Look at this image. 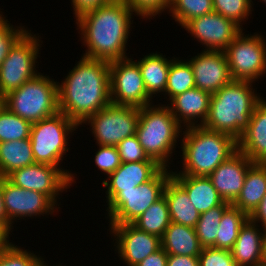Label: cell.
I'll list each match as a JSON object with an SVG mask.
<instances>
[{"mask_svg":"<svg viewBox=\"0 0 266 266\" xmlns=\"http://www.w3.org/2000/svg\"><path fill=\"white\" fill-rule=\"evenodd\" d=\"M182 29L205 48L202 50L224 51L245 27L213 11L192 19Z\"/></svg>","mask_w":266,"mask_h":266,"instance_id":"obj_16","label":"cell"},{"mask_svg":"<svg viewBox=\"0 0 266 266\" xmlns=\"http://www.w3.org/2000/svg\"><path fill=\"white\" fill-rule=\"evenodd\" d=\"M121 162L155 161L150 159L141 146L136 134L126 137L116 145Z\"/></svg>","mask_w":266,"mask_h":266,"instance_id":"obj_40","label":"cell"},{"mask_svg":"<svg viewBox=\"0 0 266 266\" xmlns=\"http://www.w3.org/2000/svg\"><path fill=\"white\" fill-rule=\"evenodd\" d=\"M198 259L200 266H237L230 250L205 247Z\"/></svg>","mask_w":266,"mask_h":266,"instance_id":"obj_41","label":"cell"},{"mask_svg":"<svg viewBox=\"0 0 266 266\" xmlns=\"http://www.w3.org/2000/svg\"><path fill=\"white\" fill-rule=\"evenodd\" d=\"M143 57V58H141ZM138 57L135 61L138 63L147 93L159 103L163 101L160 95H163L167 85V78L171 61L176 57H166V54L160 52H150ZM159 98V99H158Z\"/></svg>","mask_w":266,"mask_h":266,"instance_id":"obj_23","label":"cell"},{"mask_svg":"<svg viewBox=\"0 0 266 266\" xmlns=\"http://www.w3.org/2000/svg\"><path fill=\"white\" fill-rule=\"evenodd\" d=\"M252 164L244 153L237 150L208 176L225 202L232 204L237 199L244 186L247 170Z\"/></svg>","mask_w":266,"mask_h":266,"instance_id":"obj_18","label":"cell"},{"mask_svg":"<svg viewBox=\"0 0 266 266\" xmlns=\"http://www.w3.org/2000/svg\"><path fill=\"white\" fill-rule=\"evenodd\" d=\"M1 10L0 7V66L14 44L31 29L22 23L11 24V20L9 21L7 15H4L5 12Z\"/></svg>","mask_w":266,"mask_h":266,"instance_id":"obj_37","label":"cell"},{"mask_svg":"<svg viewBox=\"0 0 266 266\" xmlns=\"http://www.w3.org/2000/svg\"><path fill=\"white\" fill-rule=\"evenodd\" d=\"M5 107L31 123L56 114L59 112L57 79L38 73L5 95Z\"/></svg>","mask_w":266,"mask_h":266,"instance_id":"obj_7","label":"cell"},{"mask_svg":"<svg viewBox=\"0 0 266 266\" xmlns=\"http://www.w3.org/2000/svg\"><path fill=\"white\" fill-rule=\"evenodd\" d=\"M260 2H262L266 6V0H260Z\"/></svg>","mask_w":266,"mask_h":266,"instance_id":"obj_51","label":"cell"},{"mask_svg":"<svg viewBox=\"0 0 266 266\" xmlns=\"http://www.w3.org/2000/svg\"><path fill=\"white\" fill-rule=\"evenodd\" d=\"M32 123L8 108L0 112V143L30 138Z\"/></svg>","mask_w":266,"mask_h":266,"instance_id":"obj_34","label":"cell"},{"mask_svg":"<svg viewBox=\"0 0 266 266\" xmlns=\"http://www.w3.org/2000/svg\"><path fill=\"white\" fill-rule=\"evenodd\" d=\"M167 258L168 254L161 247L159 250L146 257L137 266H167Z\"/></svg>","mask_w":266,"mask_h":266,"instance_id":"obj_43","label":"cell"},{"mask_svg":"<svg viewBox=\"0 0 266 266\" xmlns=\"http://www.w3.org/2000/svg\"><path fill=\"white\" fill-rule=\"evenodd\" d=\"M0 226H2L11 236H12L11 233L15 231L14 227L16 226V225L13 226L7 217L5 204L3 201V195H2V177H0Z\"/></svg>","mask_w":266,"mask_h":266,"instance_id":"obj_46","label":"cell"},{"mask_svg":"<svg viewBox=\"0 0 266 266\" xmlns=\"http://www.w3.org/2000/svg\"><path fill=\"white\" fill-rule=\"evenodd\" d=\"M257 83L232 80L211 95L208 117L203 127L239 140L248 128L256 105L263 99Z\"/></svg>","mask_w":266,"mask_h":266,"instance_id":"obj_3","label":"cell"},{"mask_svg":"<svg viewBox=\"0 0 266 266\" xmlns=\"http://www.w3.org/2000/svg\"><path fill=\"white\" fill-rule=\"evenodd\" d=\"M177 164L180 170L172 174L209 176L222 162L238 150V143L230 135L211 131L203 126L183 128ZM182 153V154H181ZM182 164V166H181ZM175 170V171H174Z\"/></svg>","mask_w":266,"mask_h":266,"instance_id":"obj_4","label":"cell"},{"mask_svg":"<svg viewBox=\"0 0 266 266\" xmlns=\"http://www.w3.org/2000/svg\"><path fill=\"white\" fill-rule=\"evenodd\" d=\"M266 194V163H253L247 170L244 186L233 206L250 216Z\"/></svg>","mask_w":266,"mask_h":266,"instance_id":"obj_25","label":"cell"},{"mask_svg":"<svg viewBox=\"0 0 266 266\" xmlns=\"http://www.w3.org/2000/svg\"><path fill=\"white\" fill-rule=\"evenodd\" d=\"M248 219L249 216L247 214L231 204L222 215L216 242L212 247L231 250L241 227Z\"/></svg>","mask_w":266,"mask_h":266,"instance_id":"obj_30","label":"cell"},{"mask_svg":"<svg viewBox=\"0 0 266 266\" xmlns=\"http://www.w3.org/2000/svg\"><path fill=\"white\" fill-rule=\"evenodd\" d=\"M245 29L224 50L233 80L259 84L266 77V34ZM246 33V34H245Z\"/></svg>","mask_w":266,"mask_h":266,"instance_id":"obj_10","label":"cell"},{"mask_svg":"<svg viewBox=\"0 0 266 266\" xmlns=\"http://www.w3.org/2000/svg\"><path fill=\"white\" fill-rule=\"evenodd\" d=\"M35 163L30 138L0 143V177Z\"/></svg>","mask_w":266,"mask_h":266,"instance_id":"obj_28","label":"cell"},{"mask_svg":"<svg viewBox=\"0 0 266 266\" xmlns=\"http://www.w3.org/2000/svg\"><path fill=\"white\" fill-rule=\"evenodd\" d=\"M138 15L140 21H151L169 10L170 0H122Z\"/></svg>","mask_w":266,"mask_h":266,"instance_id":"obj_38","label":"cell"},{"mask_svg":"<svg viewBox=\"0 0 266 266\" xmlns=\"http://www.w3.org/2000/svg\"><path fill=\"white\" fill-rule=\"evenodd\" d=\"M167 266H200L198 257L168 255Z\"/></svg>","mask_w":266,"mask_h":266,"instance_id":"obj_44","label":"cell"},{"mask_svg":"<svg viewBox=\"0 0 266 266\" xmlns=\"http://www.w3.org/2000/svg\"><path fill=\"white\" fill-rule=\"evenodd\" d=\"M264 229L248 219L241 227L231 255L237 266H260L264 262Z\"/></svg>","mask_w":266,"mask_h":266,"instance_id":"obj_21","label":"cell"},{"mask_svg":"<svg viewBox=\"0 0 266 266\" xmlns=\"http://www.w3.org/2000/svg\"><path fill=\"white\" fill-rule=\"evenodd\" d=\"M43 36L28 30L10 49L0 66V94L5 96L40 73ZM40 61V62H38Z\"/></svg>","mask_w":266,"mask_h":266,"instance_id":"obj_9","label":"cell"},{"mask_svg":"<svg viewBox=\"0 0 266 266\" xmlns=\"http://www.w3.org/2000/svg\"><path fill=\"white\" fill-rule=\"evenodd\" d=\"M97 150L93 157L94 164L97 167L98 171L105 177L102 179H106L110 174L116 171L121 165L120 155L116 146H106V145H97Z\"/></svg>","mask_w":266,"mask_h":266,"instance_id":"obj_39","label":"cell"},{"mask_svg":"<svg viewBox=\"0 0 266 266\" xmlns=\"http://www.w3.org/2000/svg\"><path fill=\"white\" fill-rule=\"evenodd\" d=\"M139 116L140 108L110 103L89 116L80 127L83 132L82 127L89 126L87 130H90L95 145L116 146L126 137L136 134Z\"/></svg>","mask_w":266,"mask_h":266,"instance_id":"obj_11","label":"cell"},{"mask_svg":"<svg viewBox=\"0 0 266 266\" xmlns=\"http://www.w3.org/2000/svg\"><path fill=\"white\" fill-rule=\"evenodd\" d=\"M171 176V169L162 168L148 182L134 189L119 191L104 205L107 224H127L135 221L163 196L164 187Z\"/></svg>","mask_w":266,"mask_h":266,"instance_id":"obj_8","label":"cell"},{"mask_svg":"<svg viewBox=\"0 0 266 266\" xmlns=\"http://www.w3.org/2000/svg\"><path fill=\"white\" fill-rule=\"evenodd\" d=\"M171 223L167 201L164 196L153 203L142 215L132 222L138 229L160 238Z\"/></svg>","mask_w":266,"mask_h":266,"instance_id":"obj_31","label":"cell"},{"mask_svg":"<svg viewBox=\"0 0 266 266\" xmlns=\"http://www.w3.org/2000/svg\"><path fill=\"white\" fill-rule=\"evenodd\" d=\"M214 11L212 0H170L167 14L171 20L183 28L194 18L212 13Z\"/></svg>","mask_w":266,"mask_h":266,"instance_id":"obj_32","label":"cell"},{"mask_svg":"<svg viewBox=\"0 0 266 266\" xmlns=\"http://www.w3.org/2000/svg\"><path fill=\"white\" fill-rule=\"evenodd\" d=\"M79 127L76 122L59 111L50 117L32 123L30 132V142L35 162L58 167L71 180V186L73 187L77 184L76 180L79 179L76 178L77 172L74 171V173L70 168H64L68 166H63L65 165L63 160L66 161L67 152L70 153V139L77 133ZM63 162L64 164H62Z\"/></svg>","mask_w":266,"mask_h":266,"instance_id":"obj_6","label":"cell"},{"mask_svg":"<svg viewBox=\"0 0 266 266\" xmlns=\"http://www.w3.org/2000/svg\"><path fill=\"white\" fill-rule=\"evenodd\" d=\"M133 55L109 62L111 103L142 108L154 103L155 99L147 93Z\"/></svg>","mask_w":266,"mask_h":266,"instance_id":"obj_12","label":"cell"},{"mask_svg":"<svg viewBox=\"0 0 266 266\" xmlns=\"http://www.w3.org/2000/svg\"><path fill=\"white\" fill-rule=\"evenodd\" d=\"M5 178L17 187L47 195L60 209L63 194L72 187L71 180L58 167L43 163L16 169Z\"/></svg>","mask_w":266,"mask_h":266,"instance_id":"obj_14","label":"cell"},{"mask_svg":"<svg viewBox=\"0 0 266 266\" xmlns=\"http://www.w3.org/2000/svg\"><path fill=\"white\" fill-rule=\"evenodd\" d=\"M46 258H43L40 262H39V264H38V266H66V264L67 263H65L64 264V261L61 263V261L57 264H53V265H51V263H49L50 261H48L47 259H46V261H44ZM47 261H48V263H47ZM50 264V265H49ZM64 264V265H63Z\"/></svg>","mask_w":266,"mask_h":266,"instance_id":"obj_48","label":"cell"},{"mask_svg":"<svg viewBox=\"0 0 266 266\" xmlns=\"http://www.w3.org/2000/svg\"><path fill=\"white\" fill-rule=\"evenodd\" d=\"M135 16L138 17L125 1L115 0L75 19L77 37L86 48L81 55L107 62L129 57L128 42Z\"/></svg>","mask_w":266,"mask_h":266,"instance_id":"obj_1","label":"cell"},{"mask_svg":"<svg viewBox=\"0 0 266 266\" xmlns=\"http://www.w3.org/2000/svg\"><path fill=\"white\" fill-rule=\"evenodd\" d=\"M12 237L2 226H0V251L3 250L11 241Z\"/></svg>","mask_w":266,"mask_h":266,"instance_id":"obj_47","label":"cell"},{"mask_svg":"<svg viewBox=\"0 0 266 266\" xmlns=\"http://www.w3.org/2000/svg\"><path fill=\"white\" fill-rule=\"evenodd\" d=\"M161 247L168 255L198 257L202 246L195 228L171 222L161 237Z\"/></svg>","mask_w":266,"mask_h":266,"instance_id":"obj_27","label":"cell"},{"mask_svg":"<svg viewBox=\"0 0 266 266\" xmlns=\"http://www.w3.org/2000/svg\"><path fill=\"white\" fill-rule=\"evenodd\" d=\"M182 131L166 104L155 101L140 108L136 136L148 157L163 168L172 169L173 156L179 154L176 149L180 148Z\"/></svg>","mask_w":266,"mask_h":266,"instance_id":"obj_5","label":"cell"},{"mask_svg":"<svg viewBox=\"0 0 266 266\" xmlns=\"http://www.w3.org/2000/svg\"><path fill=\"white\" fill-rule=\"evenodd\" d=\"M175 57L170 64L167 85L162 96L163 104H167L173 97L195 88V78L190 63L184 58Z\"/></svg>","mask_w":266,"mask_h":266,"instance_id":"obj_29","label":"cell"},{"mask_svg":"<svg viewBox=\"0 0 266 266\" xmlns=\"http://www.w3.org/2000/svg\"><path fill=\"white\" fill-rule=\"evenodd\" d=\"M249 219L253 223L258 224L262 229L266 230V194L262 198L258 207L249 216Z\"/></svg>","mask_w":266,"mask_h":266,"instance_id":"obj_45","label":"cell"},{"mask_svg":"<svg viewBox=\"0 0 266 266\" xmlns=\"http://www.w3.org/2000/svg\"><path fill=\"white\" fill-rule=\"evenodd\" d=\"M210 98L211 94L195 87L173 97L166 105L183 128L203 126L209 114Z\"/></svg>","mask_w":266,"mask_h":266,"instance_id":"obj_20","label":"cell"},{"mask_svg":"<svg viewBox=\"0 0 266 266\" xmlns=\"http://www.w3.org/2000/svg\"><path fill=\"white\" fill-rule=\"evenodd\" d=\"M58 80L59 111L79 126L111 103L110 64L82 56Z\"/></svg>","mask_w":266,"mask_h":266,"instance_id":"obj_2","label":"cell"},{"mask_svg":"<svg viewBox=\"0 0 266 266\" xmlns=\"http://www.w3.org/2000/svg\"><path fill=\"white\" fill-rule=\"evenodd\" d=\"M2 195L7 217L12 225L22 220L26 222L30 218L54 217L61 212L47 195L17 187L5 177H2Z\"/></svg>","mask_w":266,"mask_h":266,"instance_id":"obj_13","label":"cell"},{"mask_svg":"<svg viewBox=\"0 0 266 266\" xmlns=\"http://www.w3.org/2000/svg\"><path fill=\"white\" fill-rule=\"evenodd\" d=\"M212 2L214 12L235 21L242 28L255 11L253 0H212Z\"/></svg>","mask_w":266,"mask_h":266,"instance_id":"obj_35","label":"cell"},{"mask_svg":"<svg viewBox=\"0 0 266 266\" xmlns=\"http://www.w3.org/2000/svg\"><path fill=\"white\" fill-rule=\"evenodd\" d=\"M186 57L195 78V87L214 94L233 80L224 51L201 50Z\"/></svg>","mask_w":266,"mask_h":266,"instance_id":"obj_17","label":"cell"},{"mask_svg":"<svg viewBox=\"0 0 266 266\" xmlns=\"http://www.w3.org/2000/svg\"><path fill=\"white\" fill-rule=\"evenodd\" d=\"M5 108V96L0 94V112Z\"/></svg>","mask_w":266,"mask_h":266,"instance_id":"obj_49","label":"cell"},{"mask_svg":"<svg viewBox=\"0 0 266 266\" xmlns=\"http://www.w3.org/2000/svg\"><path fill=\"white\" fill-rule=\"evenodd\" d=\"M163 167L156 161L122 162L119 168L102 180L105 201L108 203L119 191L134 187L151 180Z\"/></svg>","mask_w":266,"mask_h":266,"instance_id":"obj_19","label":"cell"},{"mask_svg":"<svg viewBox=\"0 0 266 266\" xmlns=\"http://www.w3.org/2000/svg\"><path fill=\"white\" fill-rule=\"evenodd\" d=\"M72 7L74 19L98 7L107 5L115 0H69Z\"/></svg>","mask_w":266,"mask_h":266,"instance_id":"obj_42","label":"cell"},{"mask_svg":"<svg viewBox=\"0 0 266 266\" xmlns=\"http://www.w3.org/2000/svg\"><path fill=\"white\" fill-rule=\"evenodd\" d=\"M163 196L167 201L171 222L196 227L200 213L192 205L187 192L172 177L164 187Z\"/></svg>","mask_w":266,"mask_h":266,"instance_id":"obj_26","label":"cell"},{"mask_svg":"<svg viewBox=\"0 0 266 266\" xmlns=\"http://www.w3.org/2000/svg\"><path fill=\"white\" fill-rule=\"evenodd\" d=\"M230 205L231 203L224 201L221 205L200 214L195 231L203 248L215 244L222 215Z\"/></svg>","mask_w":266,"mask_h":266,"instance_id":"obj_33","label":"cell"},{"mask_svg":"<svg viewBox=\"0 0 266 266\" xmlns=\"http://www.w3.org/2000/svg\"><path fill=\"white\" fill-rule=\"evenodd\" d=\"M171 177L187 192L192 205L200 214L224 202L208 176L172 174Z\"/></svg>","mask_w":266,"mask_h":266,"instance_id":"obj_24","label":"cell"},{"mask_svg":"<svg viewBox=\"0 0 266 266\" xmlns=\"http://www.w3.org/2000/svg\"><path fill=\"white\" fill-rule=\"evenodd\" d=\"M237 143L238 150L253 163H266V97L256 105L248 128Z\"/></svg>","mask_w":266,"mask_h":266,"instance_id":"obj_22","label":"cell"},{"mask_svg":"<svg viewBox=\"0 0 266 266\" xmlns=\"http://www.w3.org/2000/svg\"><path fill=\"white\" fill-rule=\"evenodd\" d=\"M108 228L107 236L110 234L113 240L111 247L113 245L114 254L124 266H137L161 248L159 236L140 230L132 223L108 224Z\"/></svg>","mask_w":266,"mask_h":266,"instance_id":"obj_15","label":"cell"},{"mask_svg":"<svg viewBox=\"0 0 266 266\" xmlns=\"http://www.w3.org/2000/svg\"><path fill=\"white\" fill-rule=\"evenodd\" d=\"M264 262L266 264V230L264 231Z\"/></svg>","mask_w":266,"mask_h":266,"instance_id":"obj_50","label":"cell"},{"mask_svg":"<svg viewBox=\"0 0 266 266\" xmlns=\"http://www.w3.org/2000/svg\"><path fill=\"white\" fill-rule=\"evenodd\" d=\"M11 241L0 251V266H38L39 262L45 258L40 251L25 249ZM24 248V249H23ZM37 253V254H36Z\"/></svg>","mask_w":266,"mask_h":266,"instance_id":"obj_36","label":"cell"}]
</instances>
